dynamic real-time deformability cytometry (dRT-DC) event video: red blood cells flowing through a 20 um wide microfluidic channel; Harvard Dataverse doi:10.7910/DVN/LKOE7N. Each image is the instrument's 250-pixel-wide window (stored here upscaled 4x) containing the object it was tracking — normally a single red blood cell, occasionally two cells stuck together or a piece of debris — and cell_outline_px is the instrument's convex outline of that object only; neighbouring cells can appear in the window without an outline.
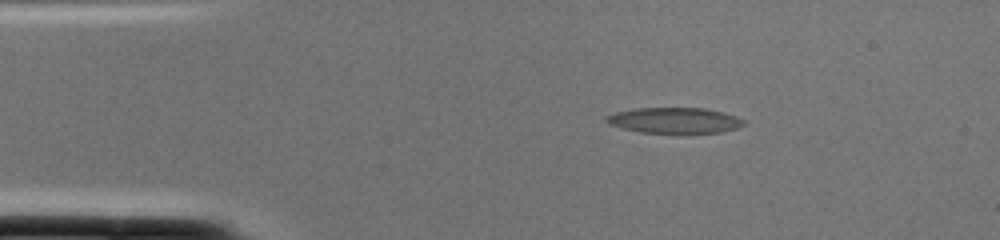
{"species": "common noctule bat (a hibernating species)", "species_latin": "Nyctalus noctula", "temperature_condition": "cold", "stored_images_in_passage": 1, "camera_frame_rate_fps": 3000, "um_per_image_px": 0.085, "animal": {"sex": "female", "body_mass_g": 22.0, "forearm_length_mm": 56.7}, "frame": {"image": 1, "passage_image": 1, "time_ms": 0.0, "image_size_px": [1000, 240], "cell_outline_px": [[744, 124], [736, 128], [720, 132], [640, 132], [608, 124], [604, 120], [604, 116], [616, 112], [636, 108], [704, 108], [724, 112], [736, 116], [744, 120]], "centroid_in_image_um": [57.3, 10.21], "position_along_channel_um": 27.7, "area_um2": 20.29}}